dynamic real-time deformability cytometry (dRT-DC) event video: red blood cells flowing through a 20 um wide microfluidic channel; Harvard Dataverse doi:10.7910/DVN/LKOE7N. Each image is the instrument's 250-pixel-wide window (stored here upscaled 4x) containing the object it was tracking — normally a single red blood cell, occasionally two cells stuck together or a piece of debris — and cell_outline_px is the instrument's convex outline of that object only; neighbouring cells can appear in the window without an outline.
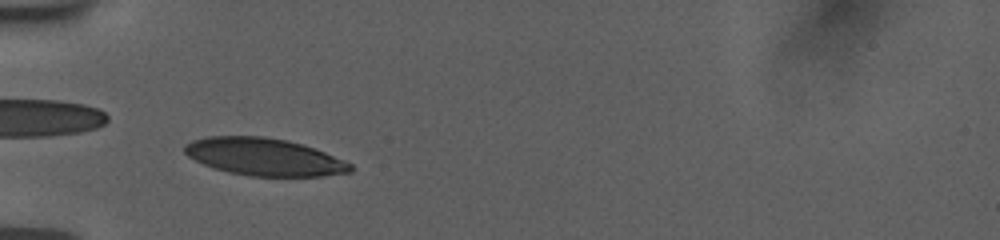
{"species": "human", "species_latin": "Homo sapiens", "temperature_condition": "room temperature", "stored_images_in_passage": 42, "camera_frame_rate_fps": 3000, "um_per_image_px": 0.085, "donor": {"sex": "female"}, "frame": {"image": 1, "passage_image": 8, "time_ms": 2.333, "image_size_px": [1000, 240], "cell_outline_px": [[352, 172], [320, 176], [248, 176], [228, 172], [204, 164], [188, 156], [184, 152], [184, 144], [192, 140], [208, 136], [264, 136], [288, 140], [324, 152], [344, 160], [352, 164]], "centroid_in_image_um": [22.44, 13.33], "position_along_channel_um": 62.6, "area_um2": 36.01}}
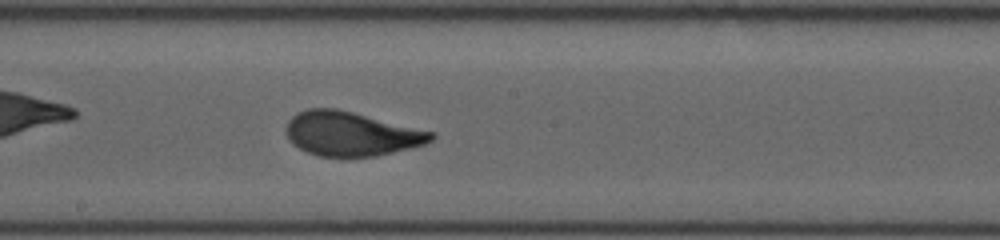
{"frame": {"image": 2, "passage_image": 21, "time_ms": 6.667, "image_size_px": [1000, 240], "cell_outline_px": [[436, 136], [432, 140], [424, 144], [376, 156], [320, 156], [308, 152], [292, 144], [288, 140], [284, 132], [288, 120], [296, 112], [308, 108], [336, 108], [436, 132]], "centroid_in_image_um": [29.81, 11.35], "position_along_channel_um": 218.4, "area_um2": 37.4}}
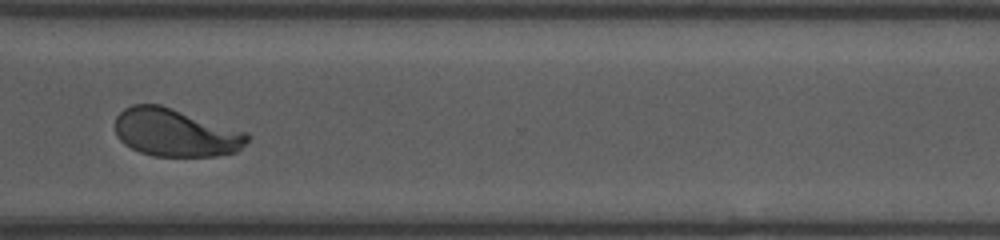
{"frame": {"image": 3, "passage_image": 32, "time_ms": 10.333, "image_size_px": [1000, 240], "cell_outline_px": [[252, 136], [236, 152], [216, 156], [152, 156], [140, 152], [124, 144], [116, 136], [116, 116], [124, 108], [132, 104], [160, 104], [248, 132]], "centroid_in_image_um": [14.92, 11.27], "position_along_channel_um": 355.7, "area_um2": 37.05}, "authors_computed_cell_mechanics": {"area_um2": 37.1076, "velocity_mm_per_s": 3.7616, "shape_relaxation_time_tau1_ms": 3.693, "shape_relaxation_time_tau2_ms": null, "deformation_change_tau1": 0.1645, "deformation_change_tau2": null}}